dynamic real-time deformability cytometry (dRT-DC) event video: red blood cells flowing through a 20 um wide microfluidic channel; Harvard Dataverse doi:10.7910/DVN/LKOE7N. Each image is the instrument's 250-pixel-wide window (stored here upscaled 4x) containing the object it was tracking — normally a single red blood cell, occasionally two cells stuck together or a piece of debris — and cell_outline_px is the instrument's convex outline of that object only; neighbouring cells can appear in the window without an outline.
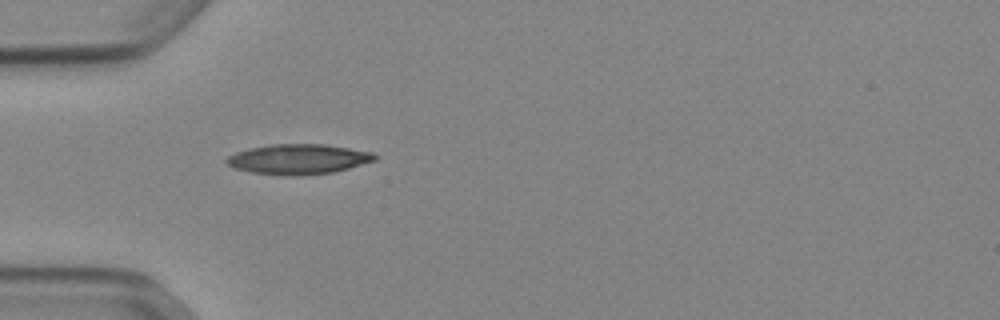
{"species": "Egyptian fruit bat (a non-hibernating species)", "species_latin": "Rousettus aegyptiacus", "temperature_condition": "cold", "stored_images_in_passage": 37, "camera_frame_rate_fps": 3000, "um_per_image_px": 0.085, "animal": {"sex": "female"}, "frame": {"image": 1, "passage_image": 1, "time_ms": 0.0, "image_size_px": [1000, 320], "cell_outline_px": [[380, 156], [376, 160], [348, 168], [332, 172], [300, 176], [288, 176], [248, 172], [236, 168], [228, 164], [224, 160], [228, 156], [236, 152], [248, 148], [272, 144], [324, 144], [372, 152]], "centroid_in_image_um": [25.35, 13.53], "position_along_channel_um": 59.6, "area_um2": 26.07}}
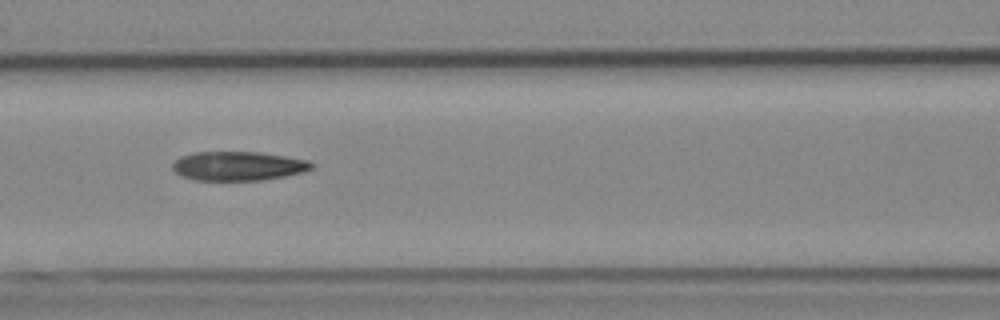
{"frame": {"image": 2, "passage_image": 8, "time_ms": 2.333, "image_size_px": [1000, 320], "cell_outline_px": [[316, 164], [312, 168], [304, 172], [264, 180], [196, 180], [180, 176], [172, 168], [172, 164], [180, 156], [196, 152], [260, 152], [308, 160]], "centroid_in_image_um": [20.26, 14.11], "position_along_channel_um": 146.3, "area_um2": 23.64}}
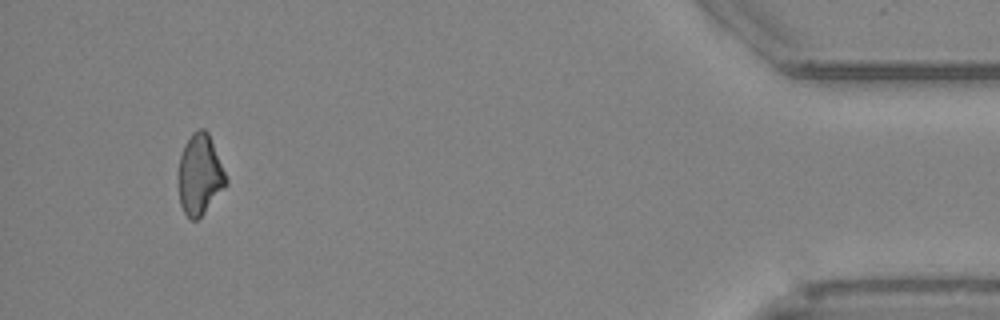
{"frame": {"image": 3, "passage_image": 34, "time_ms": 11.0, "image_size_px": [1000, 320], "cell_outline_px": [[228, 184], [204, 212], [196, 220], [192, 220], [184, 212], [180, 204], [176, 180], [180, 156], [184, 144], [192, 132], [200, 128], [204, 128], [208, 132], [228, 180]], "centroid_in_image_um": [16.95, 14.83], "position_along_channel_um": 418.3, "area_um2": 22.54}, "authors_computed_cell_mechanics": {"area_um2": 23.6402, "velocity_mm_per_s": 3.9138, "shape_relaxation_time_tau1_ms": 6.7705, "shape_relaxation_time_tau2_ms": null, "deformation_change_tau1": 0.1362, "deformation_change_tau2": null}}